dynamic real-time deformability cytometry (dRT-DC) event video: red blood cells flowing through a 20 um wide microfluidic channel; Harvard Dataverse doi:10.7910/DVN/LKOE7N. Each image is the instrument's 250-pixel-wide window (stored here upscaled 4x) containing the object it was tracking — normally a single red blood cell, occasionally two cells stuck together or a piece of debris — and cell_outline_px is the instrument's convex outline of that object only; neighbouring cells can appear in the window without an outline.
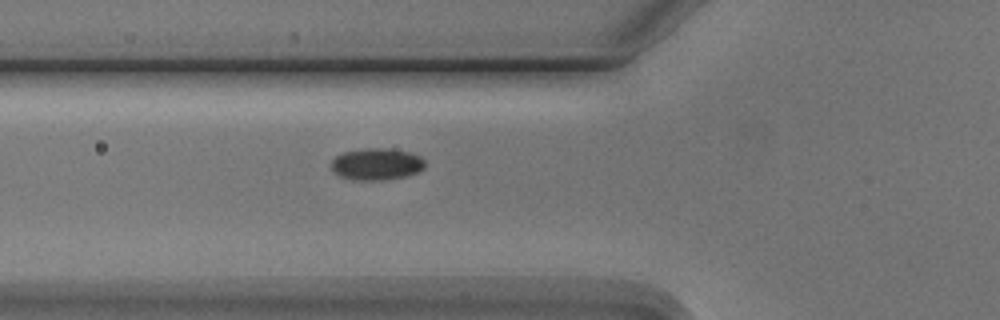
{"species": "Egyptian fruit bat (a non-hibernating species)", "species_latin": "Rousettus aegyptiacus", "temperature_condition": "cold", "stored_images_in_passage": 6, "camera_frame_rate_fps": 3000, "um_per_image_px": 0.085, "animal": {"sex": "male"}, "frame": {"image": 1, "passage_image": 6, "time_ms": 6.667, "image_size_px": [1000, 320], "cell_outline_px": [[424, 168], [420, 172], [408, 176], [384, 180], [356, 180], [340, 176], [332, 168], [332, 160], [336, 156], [344, 152], [364, 148], [384, 148], [412, 152], [420, 156], [424, 160]], "centroid_in_image_um": [32.06, 13.95], "position_along_channel_um": 93.7, "area_um2": 17.46}}